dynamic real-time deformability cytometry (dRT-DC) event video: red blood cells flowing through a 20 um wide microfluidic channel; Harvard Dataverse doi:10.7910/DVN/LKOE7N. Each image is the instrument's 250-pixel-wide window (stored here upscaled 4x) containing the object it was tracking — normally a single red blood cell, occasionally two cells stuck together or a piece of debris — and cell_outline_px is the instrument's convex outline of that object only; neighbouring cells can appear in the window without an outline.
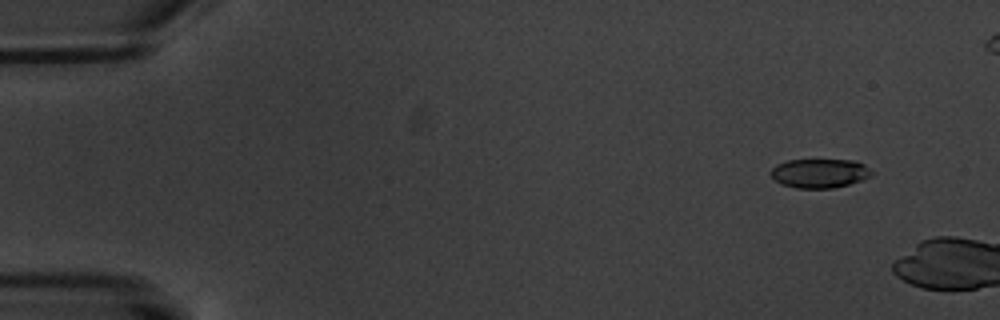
{"species": "common noctule bat (a hibernating species)", "species_latin": "Nyctalus noctula", "temperature_condition": "warm", "stored_images_in_passage": 5, "camera_frame_rate_fps": 3000, "um_per_image_px": 0.085, "animal": {"sex": "male", "body_mass_g": 20.1, "forearm_length_mm": 53.5}, "frame": {"image": 1, "passage_image": 1, "time_ms": 0.0, "image_size_px": [1000, 320], "cell_outline_px": [[872, 176], [848, 184], [832, 188], [796, 188], [780, 184], [772, 180], [768, 172], [776, 164], [788, 160], [856, 160], [864, 164], [872, 172]], "centroid_in_image_um": [69.6, 14.73], "position_along_channel_um": 15.4, "area_um2": 17.28}}